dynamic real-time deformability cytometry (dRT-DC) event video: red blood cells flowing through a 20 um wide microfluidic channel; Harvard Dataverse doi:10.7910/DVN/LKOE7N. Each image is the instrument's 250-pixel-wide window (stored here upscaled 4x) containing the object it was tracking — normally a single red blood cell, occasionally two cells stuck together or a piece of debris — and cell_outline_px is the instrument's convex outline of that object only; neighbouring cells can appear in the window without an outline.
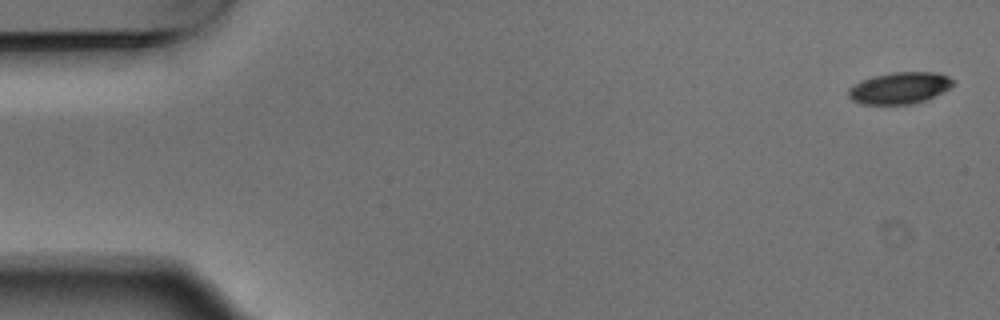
{"species": "Egyptian fruit bat (a non-hibernating species)", "species_latin": "Rousettus aegyptiacus", "temperature_condition": "warm", "stored_images_in_passage": 5, "segment_of_instrument_passage": [1, 2], "camera_frame_rate_fps": 3000, "um_per_image_px": 0.085, "animal": {"sex": "male"}, "frame": {"image": 1, "passage_image": 1, "time_ms": 0.0, "image_size_px": [1000, 320], "cell_outline_px": [[956, 84], [924, 100], [912, 104], [860, 104], [852, 100], [848, 96], [848, 88], [864, 80], [876, 76], [892, 72], [940, 72], [948, 76]], "centroid_in_image_um": [76.47, 7.48], "position_along_channel_um": 8.5, "area_um2": 19.02}}